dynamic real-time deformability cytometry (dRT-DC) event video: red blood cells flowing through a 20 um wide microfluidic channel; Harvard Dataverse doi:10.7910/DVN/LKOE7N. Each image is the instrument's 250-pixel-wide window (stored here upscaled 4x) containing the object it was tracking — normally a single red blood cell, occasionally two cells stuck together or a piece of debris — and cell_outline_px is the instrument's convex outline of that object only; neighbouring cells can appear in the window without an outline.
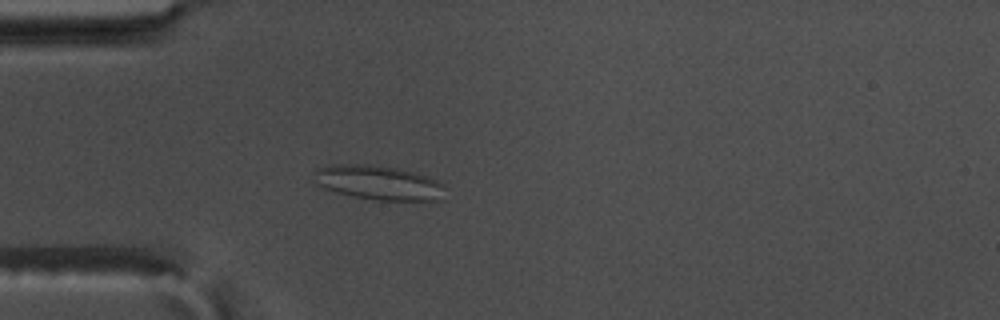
{"species": "common noctule bat (a hibernating species)", "species_latin": "Nyctalus noctula", "temperature_condition": "warm", "stored_images_in_passage": 58, "camera_frame_rate_fps": 3000, "um_per_image_px": 0.085, "animal": {"sex": "male", "body_mass_g": 17.5, "forearm_length_mm": 52.3}, "frame": {"image": 1, "passage_image": 17, "time_ms": 5.333, "image_size_px": [1000, 320], "cell_outline_px": [[444, 200], [376, 200], [352, 196], [324, 188], [316, 184], [316, 168], [336, 164], [368, 164], [396, 168], [428, 176], [444, 184]], "centroid_in_image_um": [32.21, 15.53], "position_along_channel_um": 52.8, "area_um2": 26.13}}
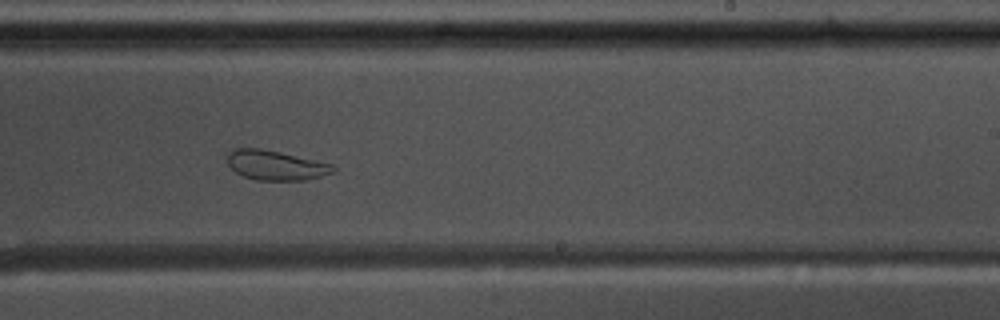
{"frame": {"image": 2, "passage_image": 36, "time_ms": 11.667, "image_size_px": [1000, 320], "cell_outline_px": [[336, 172], [304, 180], [256, 180], [244, 176], [236, 172], [228, 164], [228, 152], [236, 148], [260, 148], [280, 152], [332, 164], [336, 168]], "centroid_in_image_um": [23.44, 14.05], "position_along_channel_um": 265.6, "area_um2": 18.15}}
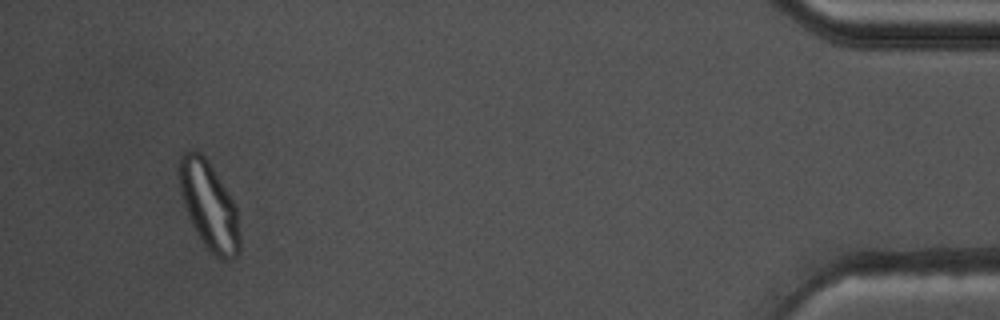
{"frame": {"image": 3, "passage_image": 55, "time_ms": 18.0, "image_size_px": [1000, 320], "cell_outline_px": [[240, 252], [232, 260], [220, 260], [200, 240], [188, 216], [184, 204], [180, 188], [180, 156], [184, 152], [200, 152], [204, 156], [228, 192], [236, 208], [240, 232]], "centroid_in_image_um": [17.8, 17.56], "position_along_channel_um": 417.4, "area_um2": 30.4}, "authors_computed_cell_mechanics": {"area_um2": 27.6284, "velocity_mm_per_s": 3.5152, "shape_relaxation_time_tau1_ms": null, "shape_relaxation_time_tau2_ms": 1.6583, "deformation_change_tau1": null, "deformation_change_tau2": 0.0673}}